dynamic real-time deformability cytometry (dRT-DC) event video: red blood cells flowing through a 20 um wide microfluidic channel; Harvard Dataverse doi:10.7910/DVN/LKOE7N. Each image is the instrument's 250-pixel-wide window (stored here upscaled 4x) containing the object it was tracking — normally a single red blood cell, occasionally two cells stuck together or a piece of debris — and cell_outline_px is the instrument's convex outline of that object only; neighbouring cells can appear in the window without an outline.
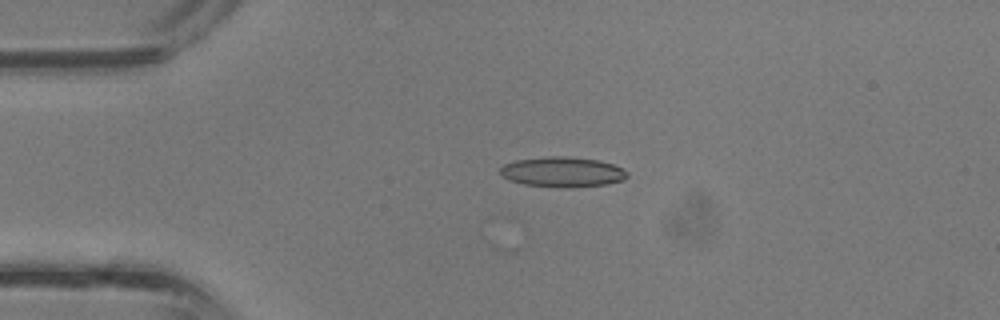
{"species": "common noctule bat (a hibernating species)", "species_latin": "Nyctalus noctula", "temperature_condition": "room temperature", "stored_images_in_passage": 38, "camera_frame_rate_fps": 3000, "um_per_image_px": 0.085, "animal": {"sex": "male", "body_mass_g": 13.3}, "frame": {"image": 1, "passage_image": 8, "time_ms": 2.333, "image_size_px": [1000, 320], "cell_outline_px": [[628, 176], [624, 180], [604, 184], [572, 188], [560, 188], [524, 184], [508, 180], [500, 176], [500, 168], [504, 164], [516, 160], [544, 156], [568, 156], [600, 160], [612, 164], [628, 172]], "centroid_in_image_um": [47.78, 14.62], "position_along_channel_um": 37.2, "area_um2": 22.6}}
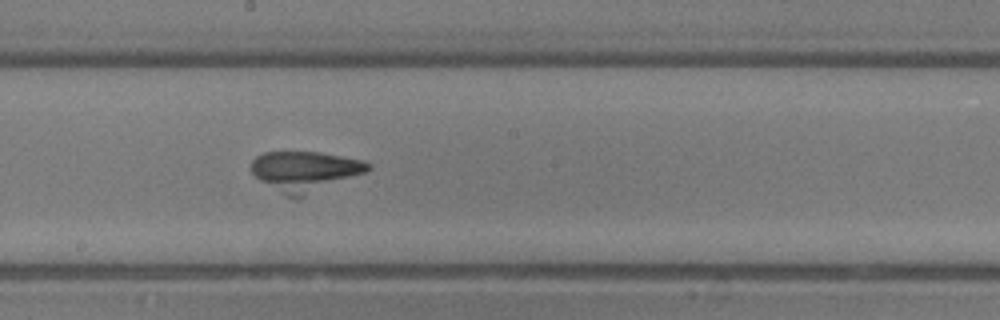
{"frame": {"image": 2, "passage_image": 20, "time_ms": 6.333, "image_size_px": [1000, 320], "cell_outline_px": [[372, 168], [364, 172], [304, 196], [288, 196], [260, 180], [252, 172], [252, 160], [256, 156], [264, 152], [320, 152], [364, 160], [372, 164]], "centroid_in_image_um": [25.94, 14.51], "position_along_channel_um": 222.3, "area_um2": 26.53}}
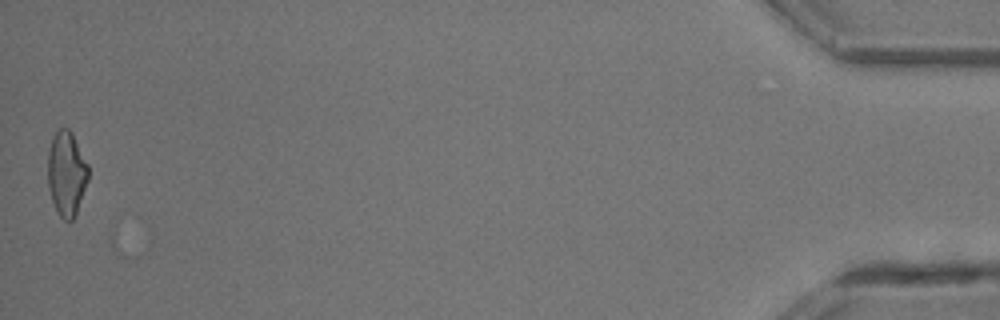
{"frame": {"image": 3, "passage_image": 37, "time_ms": 12.0, "image_size_px": [1000, 320], "cell_outline_px": [[88, 180], [76, 216], [72, 220], [64, 220], [60, 216], [52, 200], [48, 188], [48, 152], [52, 136], [60, 128], [68, 128], [72, 132], [88, 164]], "centroid_in_image_um": [5.66, 14.74], "position_along_channel_um": 429.5, "area_um2": 20.06}}